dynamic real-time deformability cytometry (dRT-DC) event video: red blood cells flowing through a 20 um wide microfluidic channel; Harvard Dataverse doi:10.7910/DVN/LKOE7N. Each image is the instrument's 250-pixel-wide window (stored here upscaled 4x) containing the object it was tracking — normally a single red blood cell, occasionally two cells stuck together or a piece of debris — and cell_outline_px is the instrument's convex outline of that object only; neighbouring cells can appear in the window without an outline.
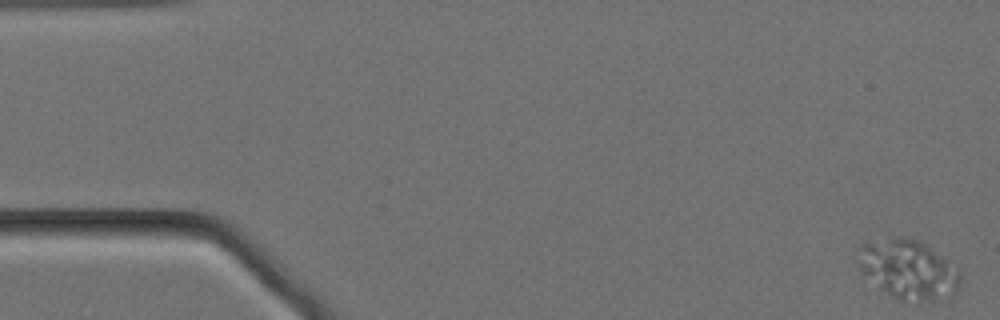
{"species": "Egyptian fruit bat (a non-hibernating species)", "species_latin": "Rousettus aegyptiacus", "temperature_condition": "cold", "stored_images_in_passage": 60, "camera_frame_rate_fps": 3000, "um_per_image_px": 0.085, "animal": {"sex": "female"}, "frame": {"image": 1, "passage_image": 1, "time_ms": 0.0, "image_size_px": [1000, 320], "cell_outline_px": [[960, 284], [956, 292], [932, 300], [900, 300], [880, 288], [864, 276], [860, 272], [856, 260], [856, 248], [868, 240], [892, 236], [900, 236], [916, 240], [924, 244], [960, 272]], "centroid_in_image_um": [77.07, 22.85], "position_along_channel_um": 7.9, "area_um2": 35.03}}
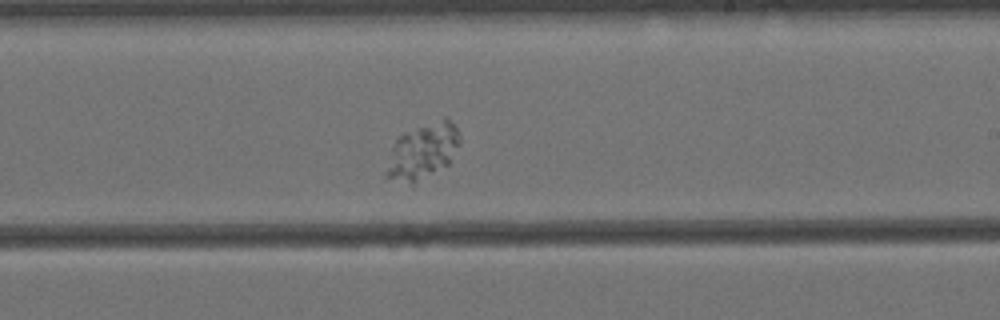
{"frame": {"image": 2, "passage_image": 35, "time_ms": 11.333, "image_size_px": [1000, 320], "cell_outline_px": [[460, 144], [448, 164], [412, 188], [384, 176], [384, 172], [392, 148], [396, 140], [404, 132], [444, 116], [460, 132]], "centroid_in_image_um": [35.91, 12.92], "position_along_channel_um": 253.1, "area_um2": 24.51}}
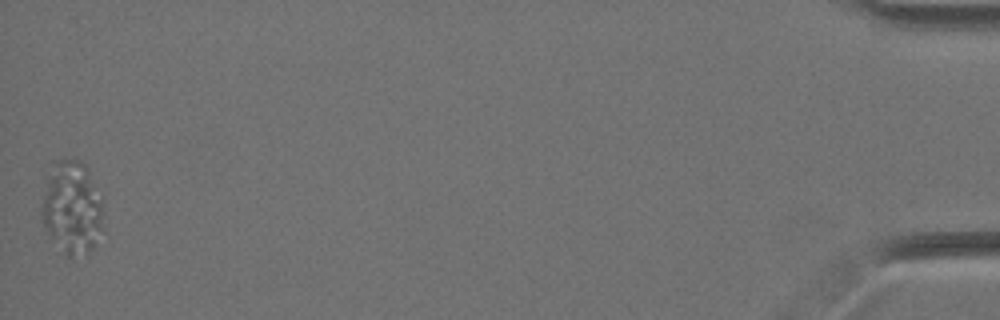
{"frame": {"image": 3, "passage_image": 60, "time_ms": 19.667, "image_size_px": [1000, 320], "cell_outline_px": [[104, 228], [92, 248], [88, 252], [72, 256], [68, 256], [64, 252], [48, 232], [40, 216], [40, 212], [44, 196], [56, 160], [80, 160], [88, 168], [100, 200], [104, 212]], "centroid_in_image_um": [6.17, 17.68], "position_along_channel_um": 429.0, "area_um2": 32.43}}